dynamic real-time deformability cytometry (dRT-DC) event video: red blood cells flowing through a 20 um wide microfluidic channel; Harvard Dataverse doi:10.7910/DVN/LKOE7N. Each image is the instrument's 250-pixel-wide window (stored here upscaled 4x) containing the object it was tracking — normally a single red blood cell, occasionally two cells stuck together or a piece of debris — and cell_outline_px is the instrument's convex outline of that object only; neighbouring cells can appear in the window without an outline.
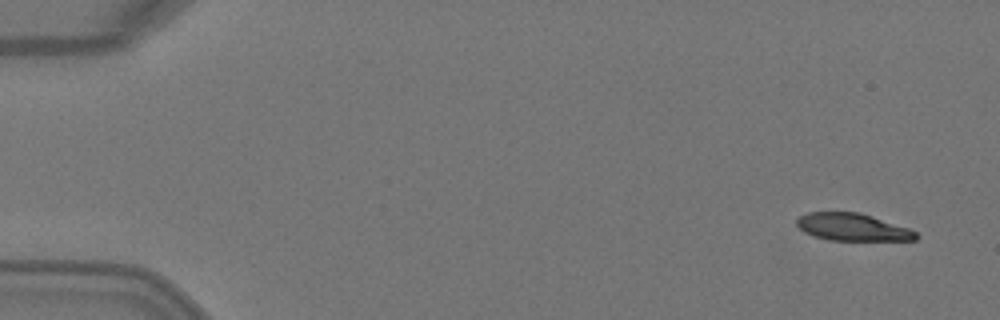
{"species": "Egyptian fruit bat (a non-hibernating species)", "species_latin": "Rousettus aegyptiacus", "temperature_condition": "warm", "stored_images_in_passage": 5, "camera_frame_rate_fps": 3000, "um_per_image_px": 0.085, "animal": {"sex": "female"}, "frame": {"image": 1, "passage_image": 1, "time_ms": 0.0, "image_size_px": [1000, 320], "cell_outline_px": [[920, 236], [916, 240], [828, 240], [804, 232], [796, 224], [796, 220], [800, 216], [808, 212], [860, 212], [908, 228], [916, 232]], "centroid_in_image_um": [72.47, 19.3], "position_along_channel_um": 12.5, "area_um2": 18.9}}
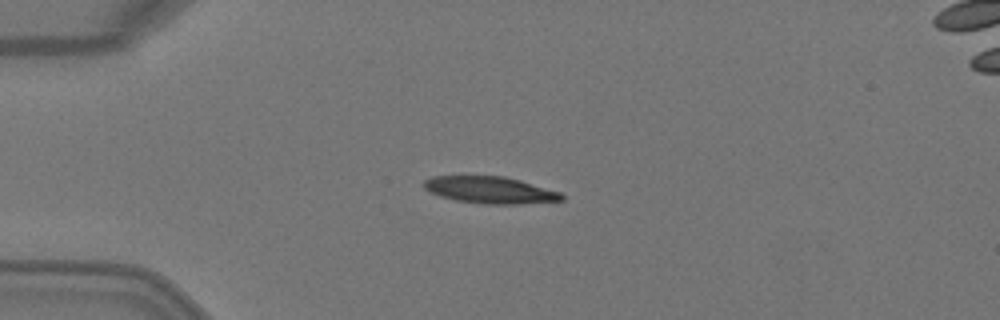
{"frame": {"image": 2, "passage_image": 3, "time_ms": 0.667, "image_size_px": [1000, 320], "cell_outline_px": [[564, 200], [520, 204], [484, 204], [456, 200], [440, 196], [424, 188], [424, 180], [432, 176], [504, 176], [520, 180], [560, 192], [564, 196]], "centroid_in_image_um": [41.67, 16.15], "position_along_channel_um": 43.3, "area_um2": 21.44}}
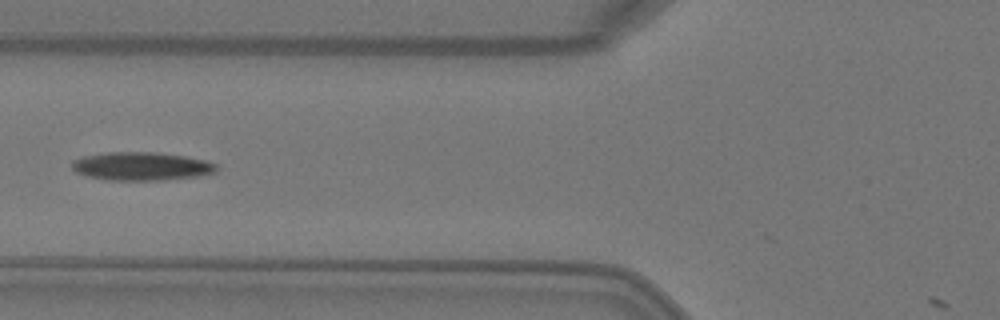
{"frame": {"image": 3, "passage_image": 5, "time_ms": 1.333, "image_size_px": [1000, 320], "cell_outline_px": [[220, 168], [216, 172], [196, 176], [164, 180], [108, 180], [88, 176], [76, 172], [72, 168], [72, 160], [84, 156], [108, 152], [156, 152], [184, 156], [204, 160], [216, 164]], "centroid_in_image_um": [12.03, 14.13], "position_along_channel_um": 113.8, "area_um2": 23.81}}